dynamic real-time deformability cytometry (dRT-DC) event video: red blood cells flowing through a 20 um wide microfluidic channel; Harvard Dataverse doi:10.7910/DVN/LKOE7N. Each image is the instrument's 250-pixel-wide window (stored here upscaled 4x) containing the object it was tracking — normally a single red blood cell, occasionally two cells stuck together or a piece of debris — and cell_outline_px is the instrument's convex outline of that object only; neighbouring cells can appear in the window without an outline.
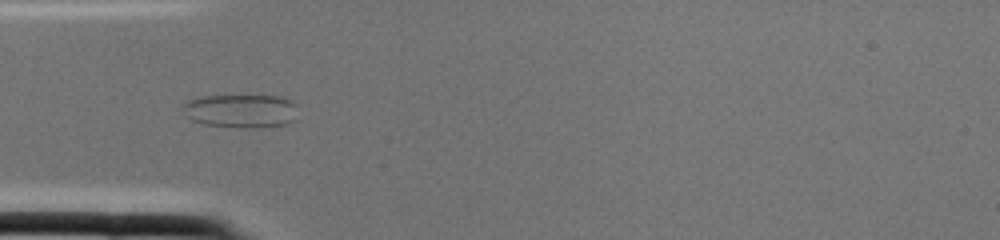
{"species": "common noctule bat (a hibernating species)", "species_latin": "Nyctalus noctula", "temperature_condition": "cold", "stored_images_in_passage": 2, "camera_frame_rate_fps": 3000, "um_per_image_px": 0.085, "animal": {"sex": "female", "body_mass_g": 22.0, "forearm_length_mm": 56.7}, "frame": {"image": 1, "passage_image": 2, "time_ms": 0.333, "image_size_px": [1000, 240], "cell_outline_px": [[296, 120], [288, 124], [260, 128], [244, 128], [204, 124], [192, 120], [180, 108], [188, 100], [200, 96], [280, 96], [296, 104]], "centroid_in_image_um": [20.5, 9.44], "position_along_channel_um": 64.5, "area_um2": 22.66}}